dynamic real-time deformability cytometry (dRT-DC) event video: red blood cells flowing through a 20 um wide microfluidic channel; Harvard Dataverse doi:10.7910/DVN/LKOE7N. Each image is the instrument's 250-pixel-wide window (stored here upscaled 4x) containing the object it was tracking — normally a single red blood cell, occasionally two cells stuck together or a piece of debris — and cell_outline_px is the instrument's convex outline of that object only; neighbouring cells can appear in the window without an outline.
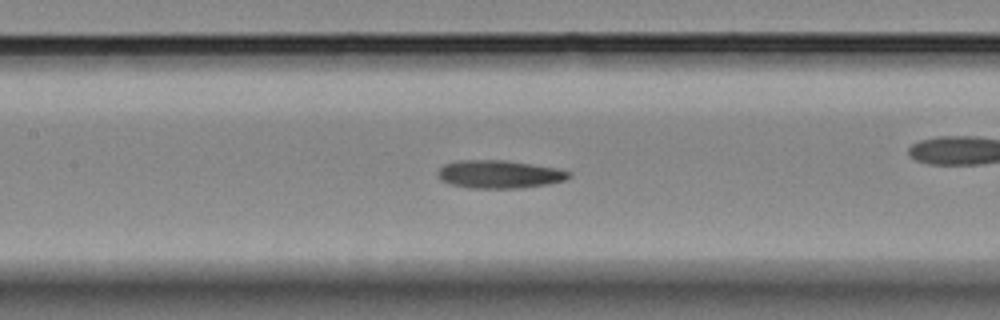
{"species": "Egyptian fruit bat (a non-hibernating species)", "species_latin": "Rousettus aegyptiacus", "temperature_condition": "room temperature", "stored_images_in_passage": 36, "camera_frame_rate_fps": 3000, "um_per_image_px": 0.085, "animal": {"sex": "female"}, "frame": {"image": 1, "passage_image": 11, "time_ms": 3.333, "image_size_px": [1000, 320], "cell_outline_px": [[572, 176], [564, 180], [548, 184], [520, 188], [468, 188], [452, 184], [440, 180], [436, 172], [444, 164], [456, 160], [504, 160], [556, 168], [572, 172]], "centroid_in_image_um": [42.42, 14.81], "position_along_channel_um": 165.0, "area_um2": 21.44}}
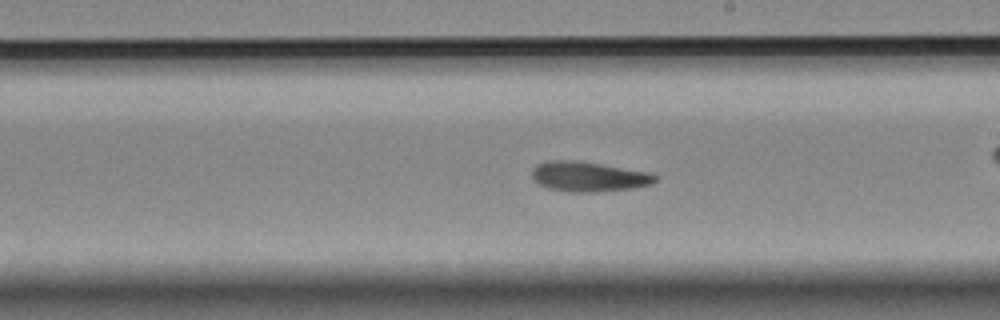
{"frame": {"image": 2, "passage_image": 16, "time_ms": 5.0, "image_size_px": [1000, 320], "cell_outline_px": [[656, 180], [652, 184], [632, 188], [596, 192], [572, 192], [548, 188], [540, 184], [532, 176], [532, 168], [536, 164], [544, 160], [576, 160], [652, 172], [656, 176]], "centroid_in_image_um": [50.03, 14.99], "position_along_channel_um": 239.0, "area_um2": 21.62}}
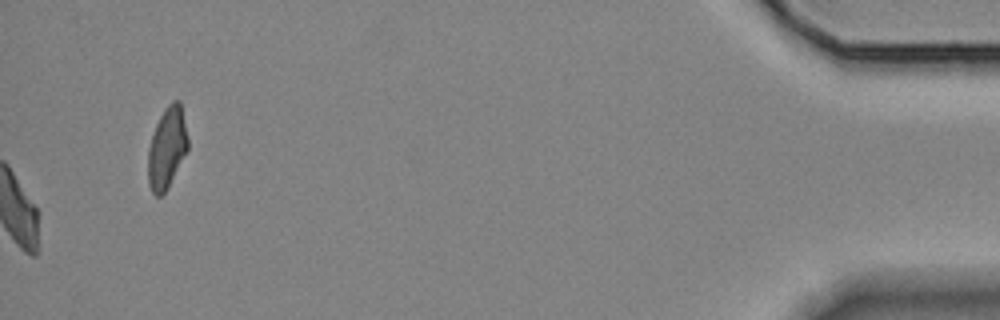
{"frame": {"image": 3, "passage_image": 36, "time_ms": 11.667, "image_size_px": [1000, 320], "cell_outline_px": [[188, 148], [168, 188], [160, 196], [156, 196], [152, 192], [148, 184], [148, 148], [156, 124], [164, 108], [172, 100], [180, 100], [188, 136]], "centroid_in_image_um": [14.19, 12.55], "position_along_channel_um": 421.0, "area_um2": 18.9}}